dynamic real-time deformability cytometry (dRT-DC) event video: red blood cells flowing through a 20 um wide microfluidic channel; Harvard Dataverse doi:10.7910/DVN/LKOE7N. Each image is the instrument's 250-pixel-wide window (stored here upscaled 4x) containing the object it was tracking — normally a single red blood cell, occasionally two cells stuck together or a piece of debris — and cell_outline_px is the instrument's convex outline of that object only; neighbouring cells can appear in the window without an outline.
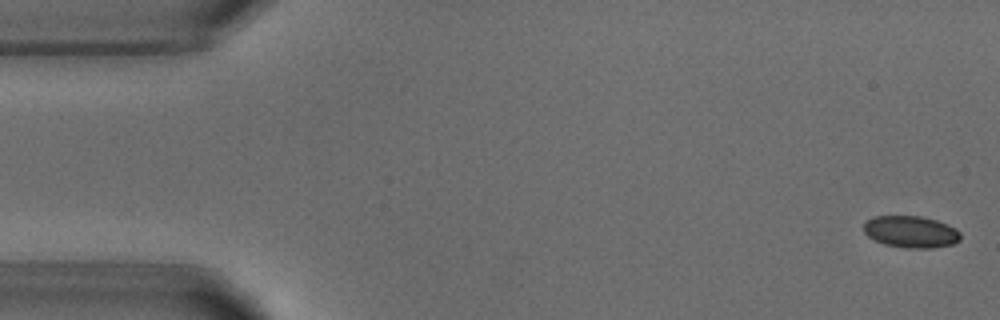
{"species": "common noctule bat (a hibernating species)", "species_latin": "Nyctalus noctula", "temperature_condition": "warm", "stored_images_in_passage": 7, "camera_frame_rate_fps": 3000, "um_per_image_px": 0.085, "animal": {"sex": "male", "body_mass_g": 18.8}, "frame": {"image": 1, "passage_image": 1, "time_ms": 0.0, "image_size_px": [1000, 320], "cell_outline_px": [[960, 240], [952, 244], [932, 248], [904, 248], [884, 244], [868, 236], [864, 232], [864, 220], [872, 216], [920, 216], [936, 220], [948, 224], [956, 228], [960, 232]], "centroid_in_image_um": [77.41, 19.69], "position_along_channel_um": 7.6, "area_um2": 18.09}}
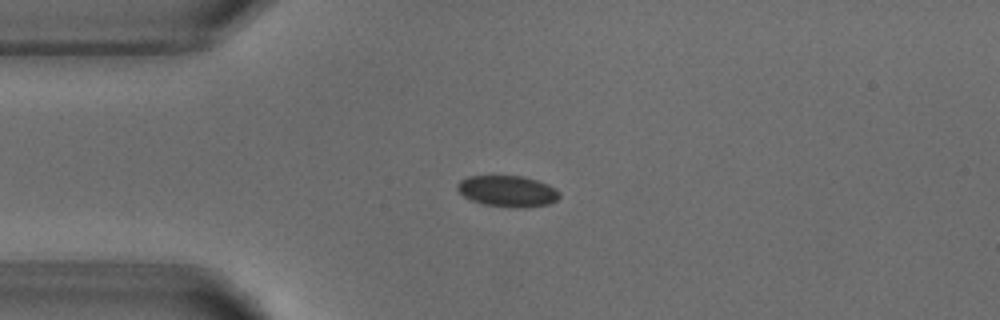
{"frame": {"image": 2, "passage_image": 4, "time_ms": 3.667, "image_size_px": [1000, 320], "cell_outline_px": [[560, 196], [556, 200], [548, 204], [524, 208], [516, 208], [484, 204], [472, 200], [464, 196], [456, 188], [456, 184], [460, 180], [468, 176], [524, 176], [548, 184], [556, 188], [560, 192]], "centroid_in_image_um": [43.16, 16.24], "position_along_channel_um": 41.8, "area_um2": 18.61}}
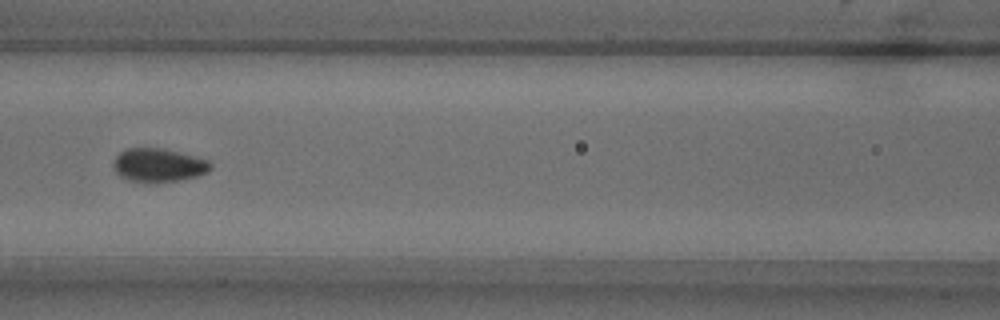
{"frame": {"image": 3, "passage_image": 7, "time_ms": 7.0, "image_size_px": [1000, 320], "cell_outline_px": [[212, 168], [208, 172], [196, 176], [180, 180], [128, 180], [120, 176], [116, 172], [112, 164], [112, 160], [124, 148], [160, 148], [208, 160], [212, 164]], "centroid_in_image_um": [13.44, 14.01], "position_along_channel_um": 153.2, "area_um2": 18.44}}